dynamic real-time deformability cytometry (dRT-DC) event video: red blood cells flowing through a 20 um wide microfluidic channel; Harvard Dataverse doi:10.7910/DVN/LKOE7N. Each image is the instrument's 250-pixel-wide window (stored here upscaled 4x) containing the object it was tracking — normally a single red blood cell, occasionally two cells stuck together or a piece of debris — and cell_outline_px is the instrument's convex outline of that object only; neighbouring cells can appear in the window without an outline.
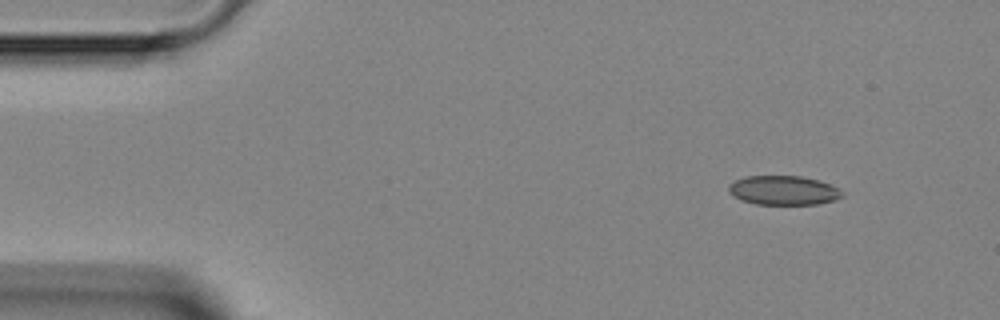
{"species": "Egyptian fruit bat (a non-hibernating species)", "species_latin": "Rousettus aegyptiacus", "temperature_condition": "room temperature", "stored_images_in_passage": 2, "camera_frame_rate_fps": 3000, "um_per_image_px": 0.085, "animal": {"sex": "female"}, "frame": {"image": 1, "passage_image": 1, "time_ms": 0.0, "image_size_px": [1000, 320], "cell_outline_px": [[844, 196], [832, 200], [816, 204], [756, 204], [740, 200], [728, 192], [728, 184], [744, 176], [800, 176], [820, 180], [844, 192]], "centroid_in_image_um": [66.55, 16.17], "position_along_channel_um": 18.4, "area_um2": 19.31}}
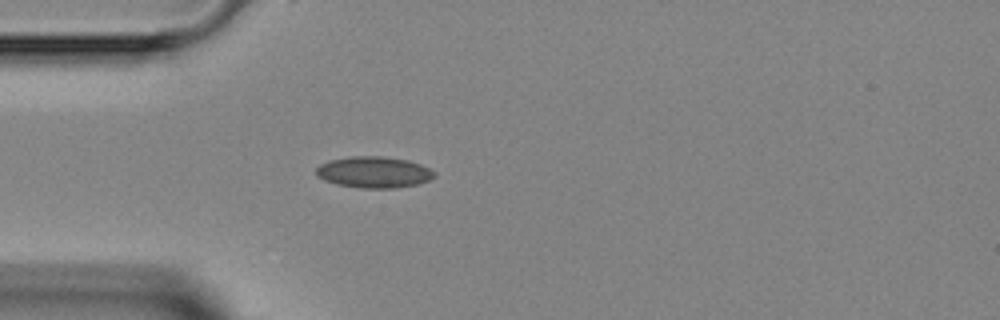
{"frame": {"image": 2, "passage_image": 2, "time_ms": 2.667, "image_size_px": [1000, 320], "cell_outline_px": [[436, 176], [428, 180], [416, 184], [396, 188], [360, 188], [336, 184], [324, 180], [316, 176], [316, 168], [320, 164], [328, 160], [348, 156], [384, 156], [408, 160], [420, 164], [436, 172]], "centroid_in_image_um": [31.75, 14.63], "position_along_channel_um": 53.2, "area_um2": 21.73}}